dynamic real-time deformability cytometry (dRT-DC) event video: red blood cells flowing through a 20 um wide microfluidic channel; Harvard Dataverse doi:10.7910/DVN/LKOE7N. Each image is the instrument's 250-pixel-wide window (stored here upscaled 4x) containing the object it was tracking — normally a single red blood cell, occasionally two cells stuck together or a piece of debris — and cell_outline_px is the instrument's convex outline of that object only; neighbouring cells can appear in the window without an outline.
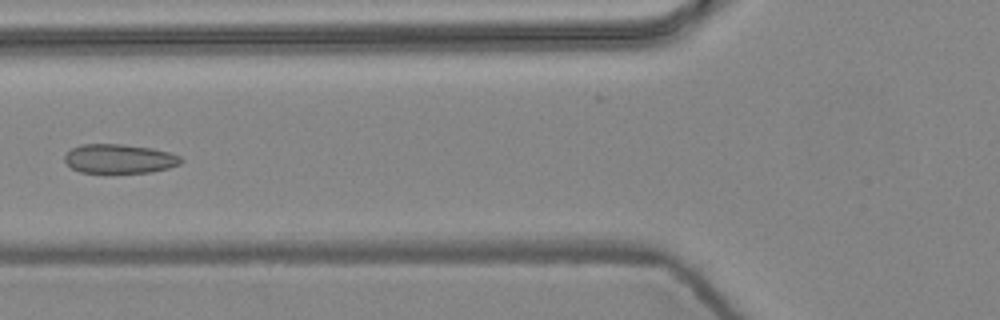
{"species": "common noctule bat (a hibernating species)", "species_latin": "Nyctalus noctula", "temperature_condition": "warm", "stored_images_in_passage": 6, "camera_frame_rate_fps": 3000, "um_per_image_px": 0.085, "animal": {"sex": "female", "body_mass_g": 24.6, "forearm_length_mm": 56.2}, "frame": {"image": 1, "passage_image": 6, "time_ms": 1.667, "image_size_px": [1000, 320], "cell_outline_px": [[184, 160], [180, 164], [168, 168], [152, 172], [80, 172], [72, 168], [64, 160], [64, 156], [72, 148], [80, 144], [124, 144], [152, 148], [168, 152], [180, 156]], "centroid_in_image_um": [10.16, 13.48], "position_along_channel_um": 115.6, "area_um2": 19.71}}